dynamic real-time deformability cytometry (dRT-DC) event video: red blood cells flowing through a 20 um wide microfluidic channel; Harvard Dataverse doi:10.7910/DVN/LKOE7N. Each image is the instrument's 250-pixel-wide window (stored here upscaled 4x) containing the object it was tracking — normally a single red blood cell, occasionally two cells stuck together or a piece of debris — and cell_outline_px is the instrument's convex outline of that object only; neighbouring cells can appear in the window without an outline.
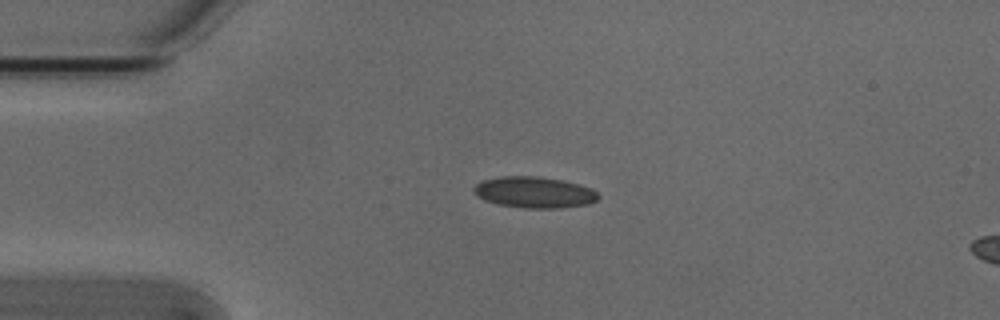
{"species": "Egyptian fruit bat (a non-hibernating species)", "species_latin": "Rousettus aegyptiacus", "temperature_condition": "cold", "stored_images_in_passage": 42, "camera_frame_rate_fps": 3000, "um_per_image_px": 0.085, "animal": {"sex": "male"}, "frame": {"image": 1, "passage_image": 1, "time_ms": 0.0, "image_size_px": [1000, 320], "cell_outline_px": [[600, 196], [596, 200], [588, 204], [560, 208], [524, 208], [500, 204], [484, 200], [476, 196], [472, 188], [476, 184], [484, 180], [500, 176], [540, 176], [564, 180], [580, 184], [592, 188]], "centroid_in_image_um": [45.42, 16.34], "position_along_channel_um": 39.6, "area_um2": 22.77}}
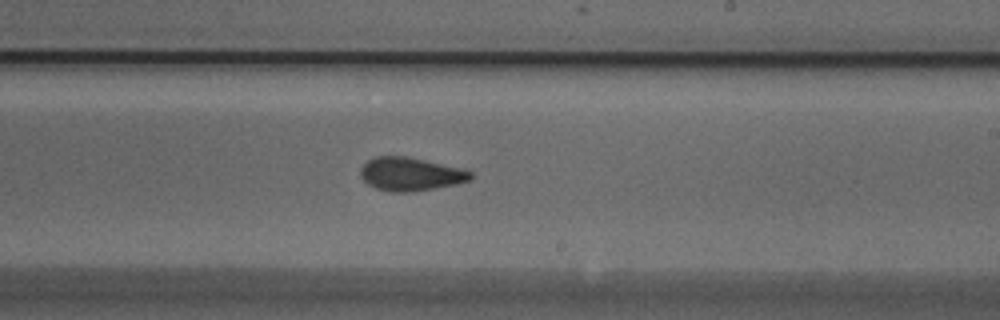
{"frame": {"image": 2, "passage_image": 20, "time_ms": 6.333, "image_size_px": [1000, 320], "cell_outline_px": [[472, 180], [456, 184], [412, 192], [392, 192], [376, 188], [368, 184], [360, 176], [360, 168], [368, 160], [376, 156], [408, 156], [472, 172]], "centroid_in_image_um": [34.85, 14.8], "position_along_channel_um": 254.2, "area_um2": 21.15}}
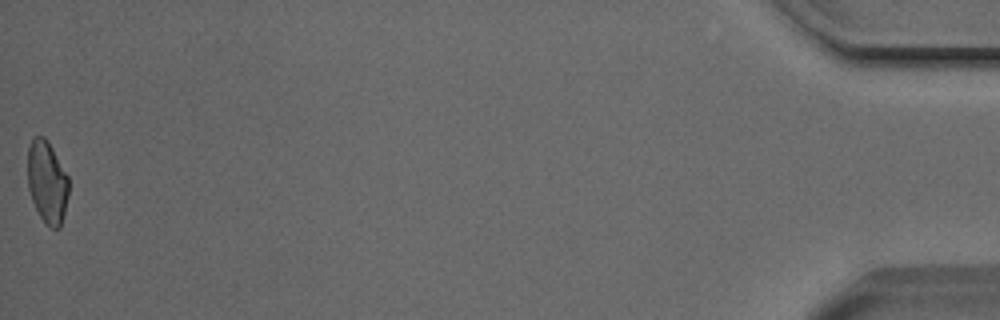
{"frame": {"image": 3, "passage_image": 42, "time_ms": 13.667, "image_size_px": [1000, 320], "cell_outline_px": [[68, 196], [60, 228], [52, 228], [44, 224], [32, 200], [28, 188], [28, 148], [32, 140], [36, 136], [44, 136], [52, 148], [68, 176]], "centroid_in_image_um": [4.0, 15.49], "position_along_channel_um": 431.2, "area_um2": 19.54}, "authors_computed_cell_mechanics": {"area_um2": 21.2126, "velocity_mm_per_s": 3.829, "shape_relaxation_time_tau1_ms": 6.8791, "shape_relaxation_time_tau2_ms": 1.6922, "deformation_change_tau1": 0.1306, "deformation_change_tau2": 0.0752}}